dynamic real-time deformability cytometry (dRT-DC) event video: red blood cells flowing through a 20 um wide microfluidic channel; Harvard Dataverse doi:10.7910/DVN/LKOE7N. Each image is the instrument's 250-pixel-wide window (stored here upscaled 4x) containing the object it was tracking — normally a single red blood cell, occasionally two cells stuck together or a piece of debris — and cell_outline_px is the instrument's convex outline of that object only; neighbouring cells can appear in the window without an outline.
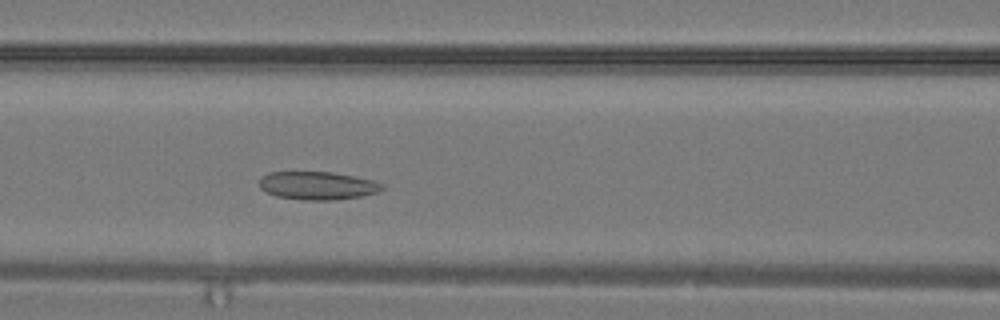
{"species": "common noctule bat (a hibernating species)", "species_latin": "Nyctalus noctula", "temperature_condition": "warm", "stored_images_in_passage": 10, "camera_frame_rate_fps": 3000, "um_per_image_px": 0.085, "animal": {"sex": "male", "body_mass_g": 19.2, "forearm_length_mm": 51.8}, "frame": {"image": 1, "passage_image": 10, "time_ms": 3.0, "image_size_px": [1000, 320], "cell_outline_px": [[384, 188], [376, 192], [360, 196], [332, 200], [304, 200], [276, 196], [264, 192], [260, 188], [260, 176], [268, 172], [332, 172], [372, 180], [384, 184]], "centroid_in_image_um": [26.94, 15.77], "position_along_channel_um": 139.7, "area_um2": 20.06}}